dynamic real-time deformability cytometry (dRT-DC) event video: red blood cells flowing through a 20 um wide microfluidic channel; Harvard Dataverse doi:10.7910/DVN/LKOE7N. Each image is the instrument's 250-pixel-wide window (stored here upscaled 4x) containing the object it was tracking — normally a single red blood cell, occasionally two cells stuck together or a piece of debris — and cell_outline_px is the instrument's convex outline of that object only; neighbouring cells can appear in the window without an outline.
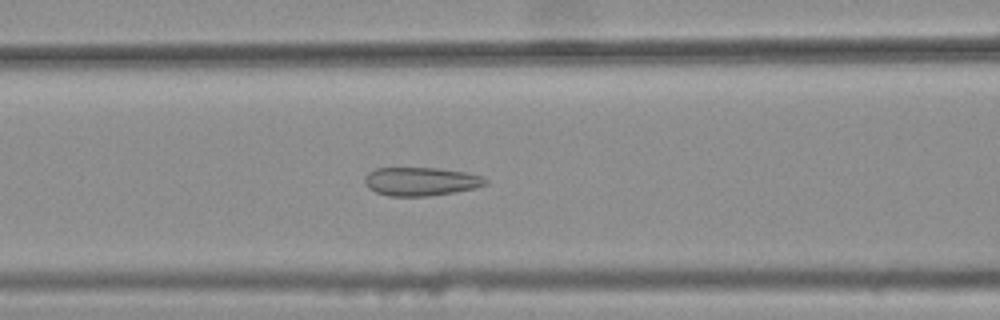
{"species": "common noctule bat (a hibernating species)", "species_latin": "Nyctalus noctula", "temperature_condition": "warm", "stored_images_in_passage": 44, "camera_frame_rate_fps": 3000, "um_per_image_px": 0.085, "animal": {"sex": "female", "body_mass_g": 25.1}, "frame": {"image": 1, "passage_image": 21, "time_ms": 6.667, "image_size_px": [1000, 320], "cell_outline_px": [[488, 184], [476, 188], [456, 192], [428, 196], [388, 196], [376, 192], [368, 188], [364, 184], [364, 176], [368, 172], [376, 168], [436, 168], [464, 172], [480, 176], [488, 180]], "centroid_in_image_um": [35.75, 15.43], "position_along_channel_um": 130.9, "area_um2": 20.17}}
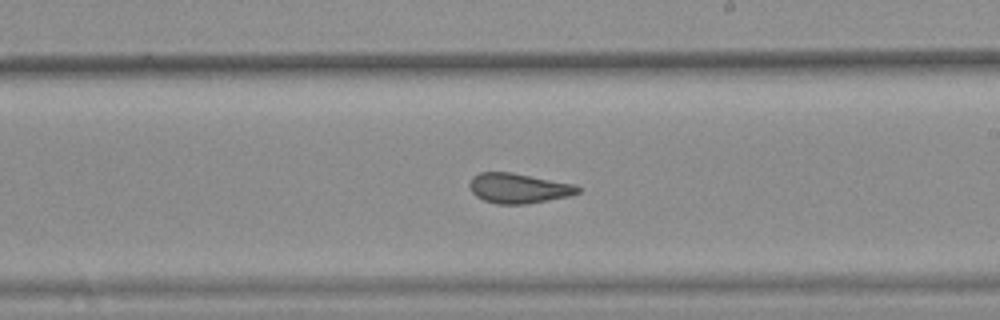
{"frame": {"image": 2, "passage_image": 30, "time_ms": 9.667, "image_size_px": [1000, 320], "cell_outline_px": [[580, 192], [572, 196], [524, 204], [496, 204], [484, 200], [476, 196], [472, 192], [468, 184], [472, 176], [480, 172], [512, 172], [576, 184], [580, 188]], "centroid_in_image_um": [44.09, 15.99], "position_along_channel_um": 244.9, "area_um2": 19.13}}
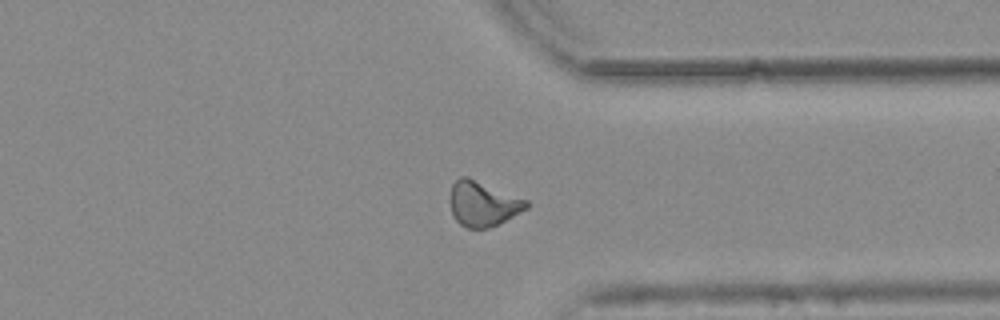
{"frame": {"image": 3, "passage_image": 40, "time_ms": 13.0, "image_size_px": [1000, 320], "cell_outline_px": [[532, 204], [528, 208], [488, 228], [468, 228], [460, 224], [452, 216], [448, 200], [448, 196], [452, 184], [460, 176], [468, 176], [528, 200]], "centroid_in_image_um": [41.01, 17.29], "position_along_channel_um": 370.4, "area_um2": 20.29}, "authors_computed_cell_mechanics": {"area_um2": 19.9988, "velocity_mm_per_s": 3.8116, "shape_relaxation_time_tau1_ms": null, "shape_relaxation_time_tau2_ms": 1.2283, "deformation_change_tau1": null, "deformation_change_tau2": 0.0724}}